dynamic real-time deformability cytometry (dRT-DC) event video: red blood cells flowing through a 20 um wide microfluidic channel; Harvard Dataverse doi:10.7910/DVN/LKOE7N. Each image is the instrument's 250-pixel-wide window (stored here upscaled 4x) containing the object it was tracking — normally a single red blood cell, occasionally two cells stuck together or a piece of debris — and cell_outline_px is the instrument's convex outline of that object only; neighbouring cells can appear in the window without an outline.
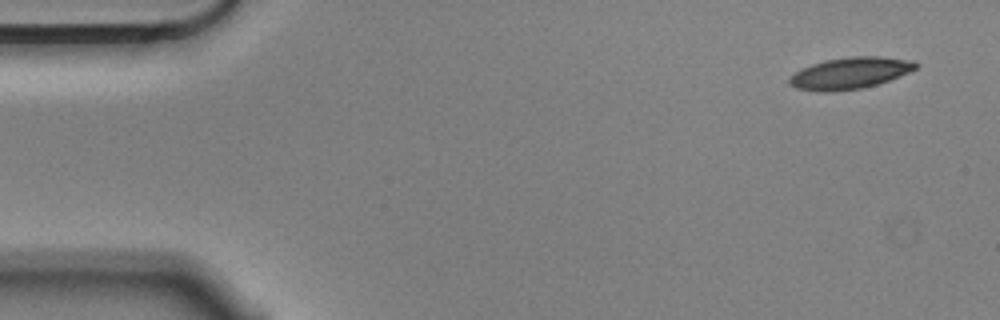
{"species": "Egyptian fruit bat (a non-hibernating species)", "species_latin": "Rousettus aegyptiacus", "temperature_condition": "cold", "stored_images_in_passage": 8, "camera_frame_rate_fps": 3000, "um_per_image_px": 0.085, "animal": {"sex": "male"}, "frame": {"image": 1, "passage_image": 1, "time_ms": 0.0, "image_size_px": [1000, 320], "cell_outline_px": [[920, 64], [916, 68], [908, 72], [888, 80], [876, 84], [860, 88], [832, 92], [816, 92], [796, 88], [788, 84], [788, 80], [796, 72], [812, 64], [828, 60], [852, 56], [880, 56], [916, 60]], "centroid_in_image_um": [72.27, 6.21], "position_along_channel_um": 12.7, "area_um2": 23.12}}
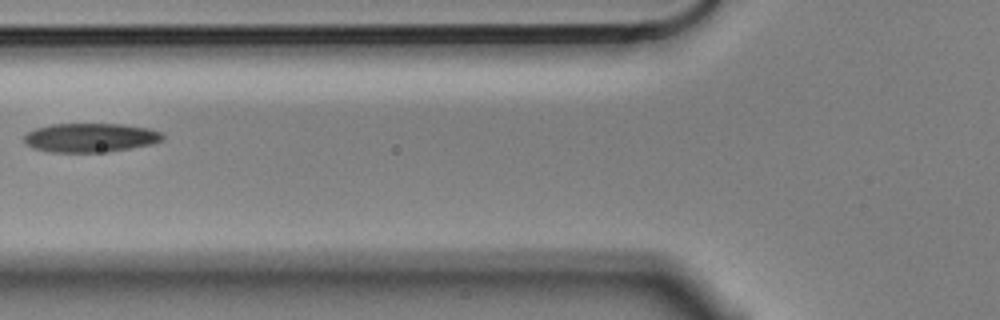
{"frame": {"image": 2, "passage_image": 6, "time_ms": 1.667, "image_size_px": [1000, 320], "cell_outline_px": [[164, 140], [152, 144], [104, 152], [52, 152], [32, 148], [24, 144], [24, 136], [28, 132], [36, 128], [52, 124], [124, 124], [148, 128], [160, 132], [164, 136]], "centroid_in_image_um": [7.67, 11.7], "position_along_channel_um": 118.1, "area_um2": 23.41}}
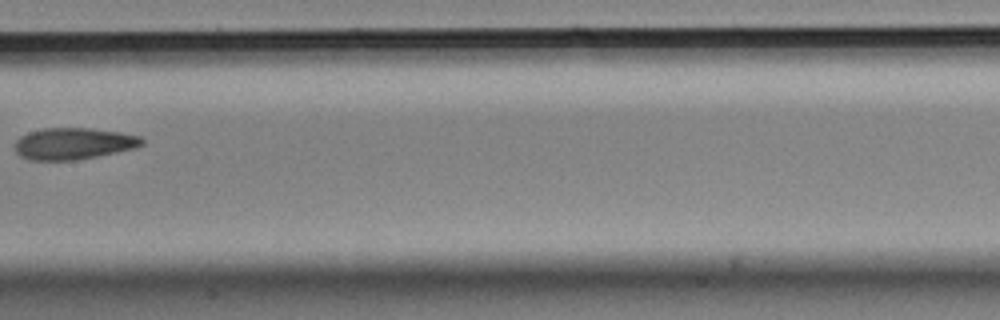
{"frame": {"image": 3, "passage_image": 8, "time_ms": 2.333, "image_size_px": [1000, 320], "cell_outline_px": [[144, 144], [136, 148], [76, 160], [28, 160], [20, 156], [16, 152], [16, 140], [20, 136], [28, 132], [44, 128], [88, 128], [120, 132], [140, 136], [144, 140]], "centroid_in_image_um": [6.25, 12.2], "position_along_channel_um": 201.2, "area_um2": 23.41}}